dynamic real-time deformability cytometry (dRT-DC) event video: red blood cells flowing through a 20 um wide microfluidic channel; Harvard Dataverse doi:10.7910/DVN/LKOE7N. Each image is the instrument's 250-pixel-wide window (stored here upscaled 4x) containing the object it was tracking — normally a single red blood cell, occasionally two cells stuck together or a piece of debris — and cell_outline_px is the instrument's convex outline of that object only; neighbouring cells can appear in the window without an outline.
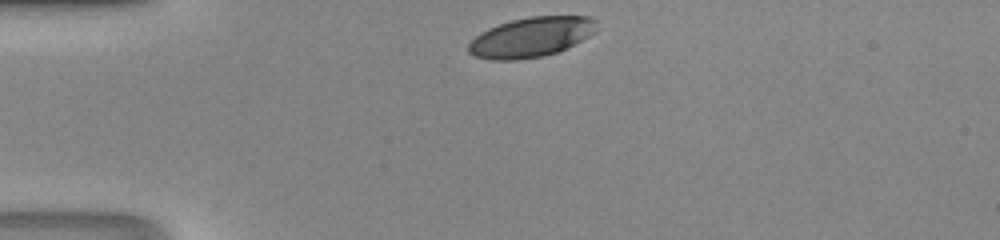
{"species": "human", "species_latin": "Homo sapiens", "temperature_condition": "room temperature", "stored_images_in_passage": 28, "camera_frame_rate_fps": 3000, "um_per_image_px": 0.085, "donor": {"sex": "male"}, "frame": {"image": 1, "passage_image": 1, "time_ms": 0.0, "image_size_px": [1000, 240], "cell_outline_px": [[596, 32], [556, 52], [544, 56], [516, 60], [488, 60], [476, 56], [468, 52], [468, 44], [480, 32], [488, 28], [512, 20], [532, 16], [592, 16], [596, 20]], "centroid_in_image_um": [45.13, 3.15], "position_along_channel_um": 39.9, "area_um2": 29.59}}
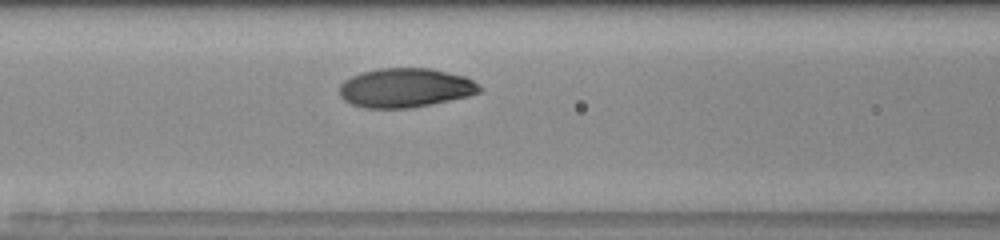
{"frame": {"image": 2, "passage_image": 10, "time_ms": 3.0, "image_size_px": [1000, 240], "cell_outline_px": [[484, 88], [480, 92], [468, 96], [432, 104], [412, 108], [364, 108], [352, 104], [344, 100], [340, 96], [340, 84], [344, 80], [360, 72], [380, 68], [432, 68], [464, 76], [472, 80]], "centroid_in_image_um": [34.46, 7.46], "position_along_channel_um": 132.1, "area_um2": 32.19}}
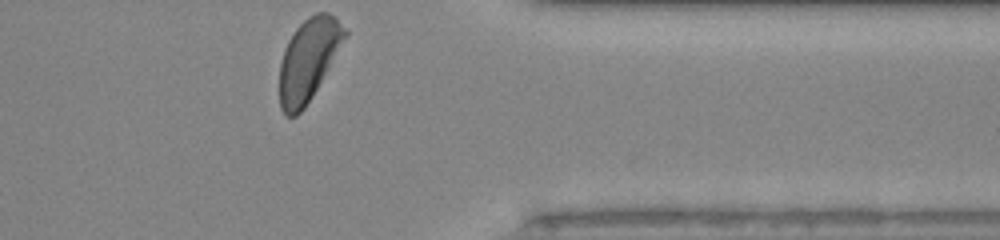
{"frame": {"image": 3, "passage_image": 28, "time_ms": 9.0, "image_size_px": [1000, 240], "cell_outline_px": [[348, 32], [312, 96], [304, 108], [296, 116], [284, 116], [280, 108], [280, 64], [284, 48], [288, 40], [296, 28], [308, 16], [316, 12], [328, 12], [336, 16], [348, 28]], "centroid_in_image_um": [26.21, 5.04], "position_along_channel_um": 385.2, "area_um2": 30.98}}